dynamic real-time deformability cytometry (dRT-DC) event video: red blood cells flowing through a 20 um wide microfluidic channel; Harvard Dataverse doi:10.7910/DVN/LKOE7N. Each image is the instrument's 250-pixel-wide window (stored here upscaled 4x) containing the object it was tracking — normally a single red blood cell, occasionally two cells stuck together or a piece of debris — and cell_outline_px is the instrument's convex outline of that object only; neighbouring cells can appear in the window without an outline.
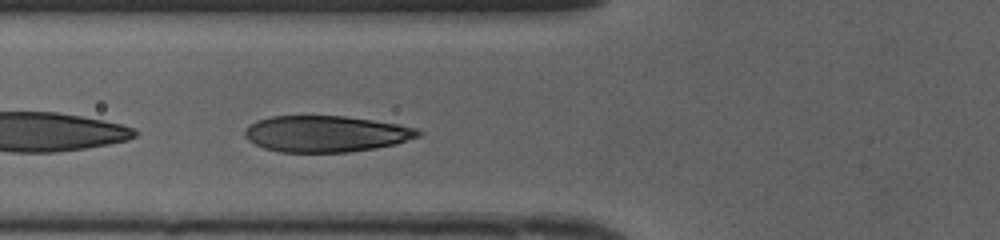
{"species": "human", "species_latin": "Homo sapiens", "temperature_condition": "cold", "stored_images_in_passage": 28, "camera_frame_rate_fps": 3000, "um_per_image_px": 0.085, "donor": {"sex": "female"}, "frame": {"image": 1, "passage_image": 4, "time_ms": 1.0, "image_size_px": [1000, 240], "cell_outline_px": [[424, 132], [420, 136], [396, 144], [376, 148], [348, 152], [280, 152], [264, 148], [248, 140], [244, 136], [244, 128], [248, 124], [272, 116], [344, 116], [400, 124], [416, 128]], "centroid_in_image_um": [27.72, 11.37], "position_along_channel_um": 98.1, "area_um2": 36.82}}
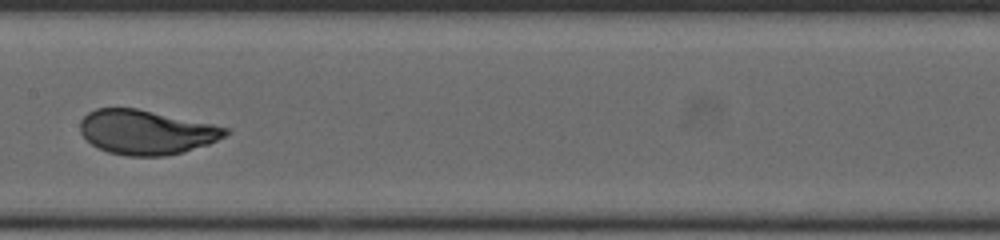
{"frame": {"image": 2, "passage_image": 11, "time_ms": 3.333, "image_size_px": [1000, 240], "cell_outline_px": [[232, 132], [208, 144], [184, 152], [164, 156], [128, 156], [108, 152], [96, 148], [80, 132], [80, 120], [88, 112], [96, 108], [136, 108], [232, 128]], "centroid_in_image_um": [12.44, 11.23], "position_along_channel_um": 195.0, "area_um2": 37.74}}
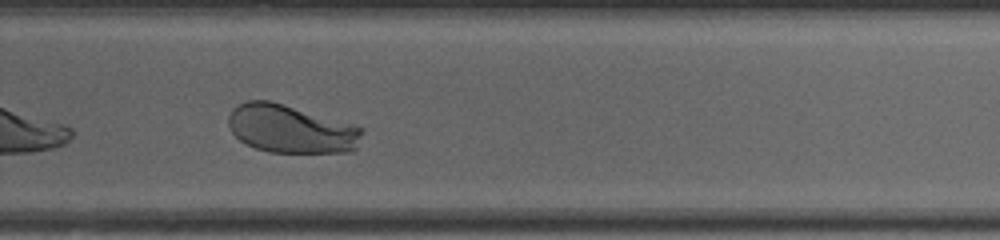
{"frame": {"image": 3, "passage_image": 19, "time_ms": 6.0, "image_size_px": [1000, 240], "cell_outline_px": [[364, 132], [356, 148], [352, 152], [268, 152], [256, 148], [240, 140], [232, 132], [228, 124], [228, 116], [232, 108], [248, 100], [268, 100], [364, 128]], "centroid_in_image_um": [24.71, 10.97], "position_along_channel_um": 305.1, "area_um2": 37.11}, "authors_computed_cell_mechanics": {"area_um2": 37.8012, "velocity_mm_per_s": 4.1413, "shape_relaxation_time_tau1_ms": 2.1828, "shape_relaxation_time_tau2_ms": null, "deformation_change_tau1": 0.1657, "deformation_change_tau2": null}}